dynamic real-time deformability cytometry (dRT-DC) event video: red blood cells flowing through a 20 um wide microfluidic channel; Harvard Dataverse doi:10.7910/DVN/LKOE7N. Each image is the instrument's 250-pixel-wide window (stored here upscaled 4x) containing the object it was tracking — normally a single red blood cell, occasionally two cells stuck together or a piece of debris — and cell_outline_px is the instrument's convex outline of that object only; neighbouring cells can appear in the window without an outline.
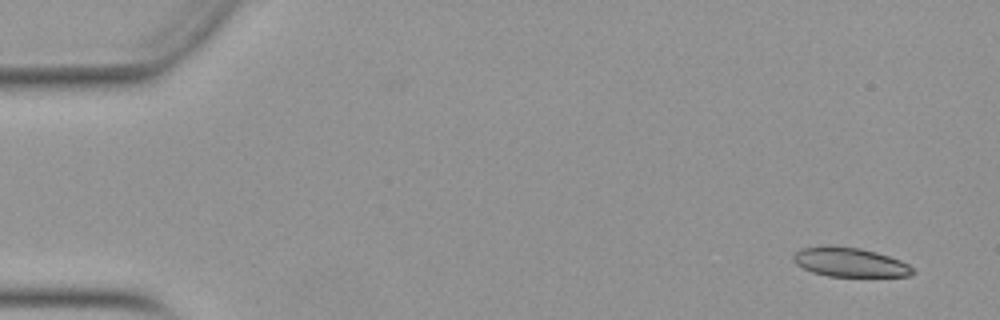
{"species": "Egyptian fruit bat (a non-hibernating species)", "species_latin": "Rousettus aegyptiacus", "temperature_condition": "warm", "stored_images_in_passage": 12, "camera_frame_rate_fps": 3000, "um_per_image_px": 0.085, "animal": {"sex": "female"}, "frame": {"image": 1, "passage_image": 3, "time_ms": 0.667, "image_size_px": [1000, 320], "cell_outline_px": [[916, 272], [912, 276], [828, 276], [812, 272], [796, 264], [792, 260], [792, 256], [800, 248], [824, 244], [836, 244], [860, 248], [876, 252], [900, 260], [908, 264]], "centroid_in_image_um": [72.19, 22.26], "position_along_channel_um": 12.8, "area_um2": 20.69}}